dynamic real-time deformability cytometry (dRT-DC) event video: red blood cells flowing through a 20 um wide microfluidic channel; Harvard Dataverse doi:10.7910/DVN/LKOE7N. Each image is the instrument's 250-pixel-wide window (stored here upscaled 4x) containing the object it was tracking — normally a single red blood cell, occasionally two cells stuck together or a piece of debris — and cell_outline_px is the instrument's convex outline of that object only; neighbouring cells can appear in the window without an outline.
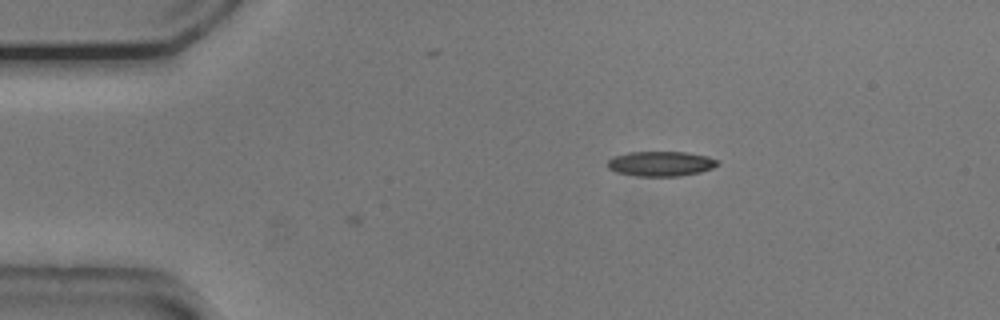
{"species": "common noctule bat (a hibernating species)", "species_latin": "Nyctalus noctula", "temperature_condition": "cold", "stored_images_in_passage": 3, "camera_frame_rate_fps": 3000, "um_per_image_px": 0.085, "animal": {"sex": "male", "body_mass_g": 20.5, "forearm_length_mm": 52.5}, "frame": {"image": 1, "passage_image": 3, "time_ms": 0.667, "image_size_px": [1000, 320], "cell_outline_px": [[720, 164], [712, 168], [700, 172], [680, 176], [636, 176], [616, 172], [608, 168], [608, 160], [612, 156], [628, 152], [688, 152], [708, 156], [720, 160]], "centroid_in_image_um": [56.19, 13.91], "position_along_channel_um": 28.8, "area_um2": 16.18}}